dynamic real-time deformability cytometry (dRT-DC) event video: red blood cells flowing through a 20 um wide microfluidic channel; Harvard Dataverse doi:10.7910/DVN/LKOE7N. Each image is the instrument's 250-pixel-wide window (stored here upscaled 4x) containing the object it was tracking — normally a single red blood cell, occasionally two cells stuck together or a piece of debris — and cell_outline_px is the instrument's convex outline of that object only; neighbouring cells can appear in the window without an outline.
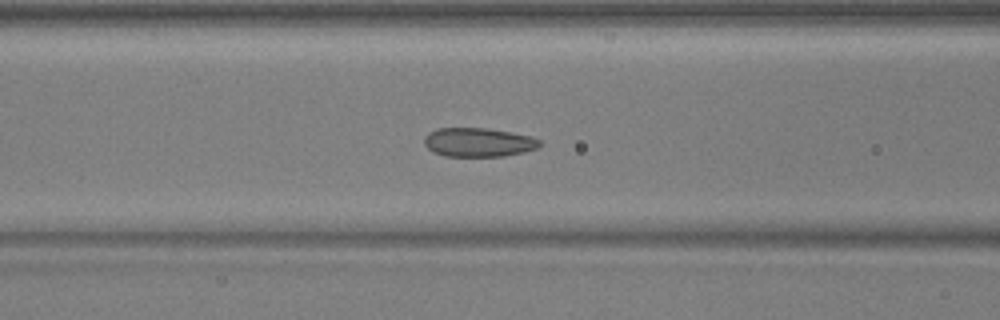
{"species": "common noctule bat (a hibernating species)", "species_latin": "Nyctalus noctula", "temperature_condition": "warm", "stored_images_in_passage": 48, "camera_frame_rate_fps": 3000, "um_per_image_px": 0.085, "animal": {"sex": "male", "body_mass_g": 17.9, "forearm_length_mm": 54.2}, "frame": {"image": 1, "passage_image": 18, "time_ms": 5.667, "image_size_px": [1000, 320], "cell_outline_px": [[540, 144], [536, 148], [524, 152], [504, 156], [444, 156], [432, 152], [424, 144], [424, 136], [428, 132], [436, 128], [488, 128], [512, 132], [532, 136], [540, 140]], "centroid_in_image_um": [40.64, 12.09], "position_along_channel_um": 126.0, "area_um2": 19.65}}
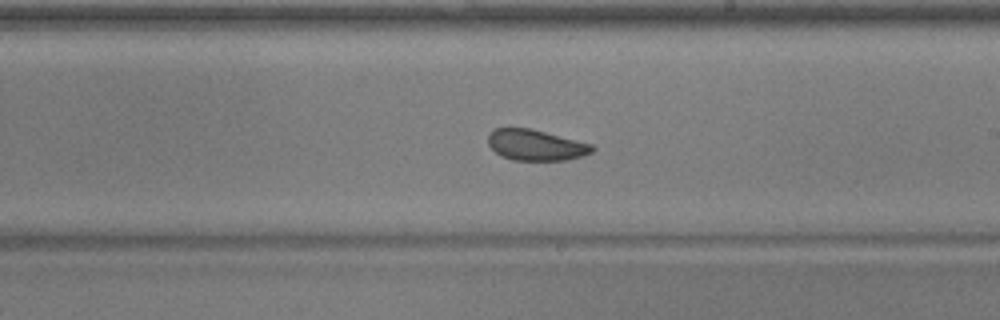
{"frame": {"image": 2, "passage_image": 27, "time_ms": 8.667, "image_size_px": [1000, 320], "cell_outline_px": [[596, 148], [592, 152], [568, 160], [512, 160], [500, 156], [488, 144], [488, 132], [492, 128], [532, 128], [592, 144]], "centroid_in_image_um": [45.52, 12.32], "position_along_channel_um": 243.5, "area_um2": 18.9}}
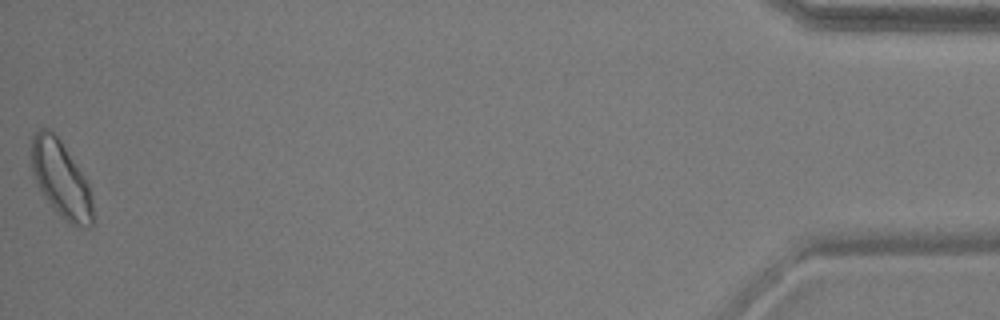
{"frame": {"image": 3, "passage_image": 48, "time_ms": 15.667, "image_size_px": [1000, 320], "cell_outline_px": [[92, 224], [88, 228], [72, 224], [56, 212], [52, 208], [44, 196], [32, 172], [32, 136], [40, 128], [48, 128], [60, 140], [84, 176], [88, 184], [92, 196]], "centroid_in_image_um": [5.18, 15.23], "position_along_channel_um": 430.0, "area_um2": 26.82}, "authors_computed_cell_mechanics": {"area_um2": 20.7791, "velocity_mm_per_s": 3.922, "shape_relaxation_time_tau1_ms": 5.9672, "shape_relaxation_time_tau2_ms": 3.3353, "deformation_change_tau1": 0.1072, "deformation_change_tau2": 0.0604}}